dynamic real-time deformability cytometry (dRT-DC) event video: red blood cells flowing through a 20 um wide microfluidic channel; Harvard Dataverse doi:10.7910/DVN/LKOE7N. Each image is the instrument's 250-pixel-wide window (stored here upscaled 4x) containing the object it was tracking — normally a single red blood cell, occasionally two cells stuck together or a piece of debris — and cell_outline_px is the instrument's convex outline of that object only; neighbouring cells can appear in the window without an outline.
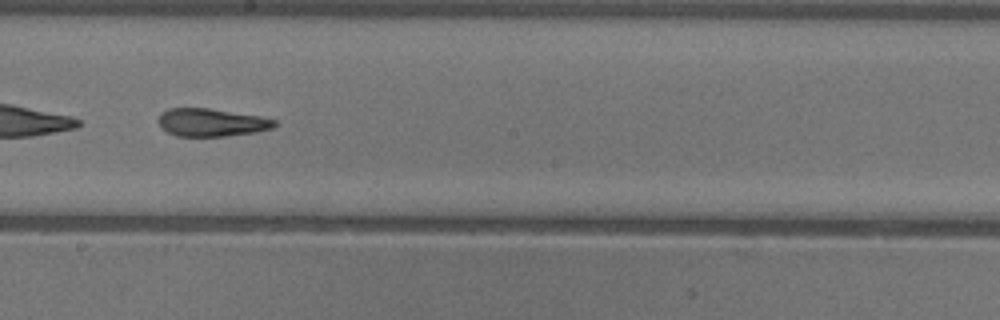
{"species": "common noctule bat (a hibernating species)", "species_latin": "Nyctalus noctula", "temperature_condition": "warm", "stored_images_in_passage": 46, "camera_frame_rate_fps": 3000, "um_per_image_px": 0.085, "animal": {"sex": "female"}, "frame": {"image": 1, "passage_image": 28, "time_ms": 9.0, "image_size_px": [1000, 320], "cell_outline_px": [[276, 124], [272, 128], [256, 132], [224, 136], [176, 136], [168, 132], [156, 120], [160, 112], [168, 108], [208, 108], [260, 116], [276, 120]], "centroid_in_image_um": [17.94, 10.4], "position_along_channel_um": 230.3, "area_um2": 18.84}}
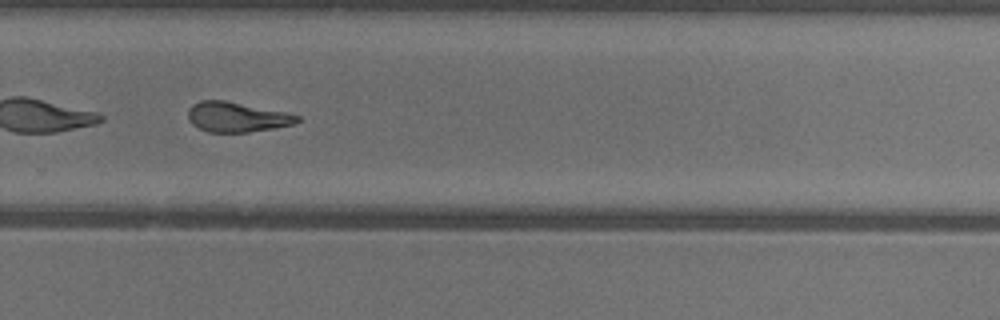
{"frame": {"image": 2, "passage_image": 34, "time_ms": 11.0, "image_size_px": [1000, 320], "cell_outline_px": [[300, 120], [292, 124], [272, 128], [248, 132], [208, 132], [192, 124], [188, 120], [188, 108], [192, 104], [200, 100], [224, 100], [284, 112], [300, 116]], "centroid_in_image_um": [20.07, 9.94], "position_along_channel_um": 309.7, "area_um2": 18.84}, "authors_computed_cell_mechanics": {"area_um2": 19.8832, "velocity_mm_per_s": 3.9791, "shape_relaxation_time_tau1_ms": 6.6133, "shape_relaxation_time_tau2_ms": 2.3888, "deformation_change_tau1": 0.2262, "deformation_change_tau2": 0.1111}}